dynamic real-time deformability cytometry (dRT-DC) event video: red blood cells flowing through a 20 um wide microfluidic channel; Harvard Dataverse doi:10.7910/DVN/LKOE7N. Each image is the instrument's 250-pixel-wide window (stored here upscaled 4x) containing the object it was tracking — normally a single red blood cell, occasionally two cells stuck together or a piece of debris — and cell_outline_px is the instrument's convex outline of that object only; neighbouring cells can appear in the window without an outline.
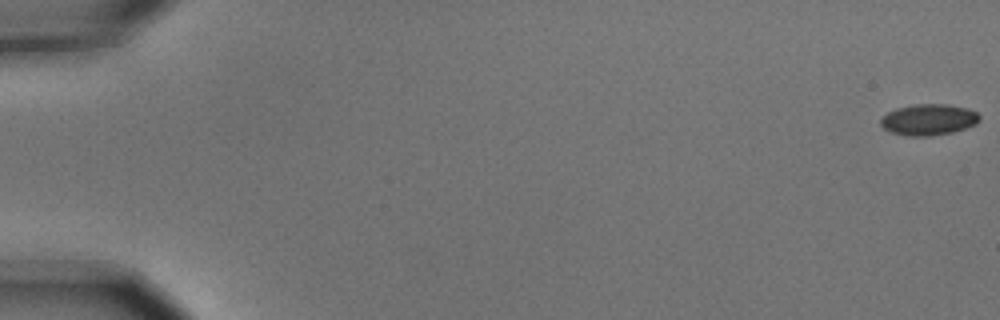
{"species": "common noctule bat (a hibernating species)", "species_latin": "Nyctalus noctula", "temperature_condition": "cold", "stored_images_in_passage": 6, "camera_frame_rate_fps": 3000, "um_per_image_px": 0.085, "animal": {"sex": "male", "body_mass_g": 15.6}, "frame": {"image": 1, "passage_image": 1, "time_ms": 0.0, "image_size_px": [1000, 320], "cell_outline_px": [[980, 120], [976, 124], [952, 132], [928, 136], [908, 136], [892, 132], [884, 128], [880, 124], [880, 120], [888, 112], [896, 108], [916, 104], [948, 104], [968, 108], [976, 112], [980, 116]], "centroid_in_image_um": [78.94, 10.16], "position_along_channel_um": 6.1, "area_um2": 17.86}}
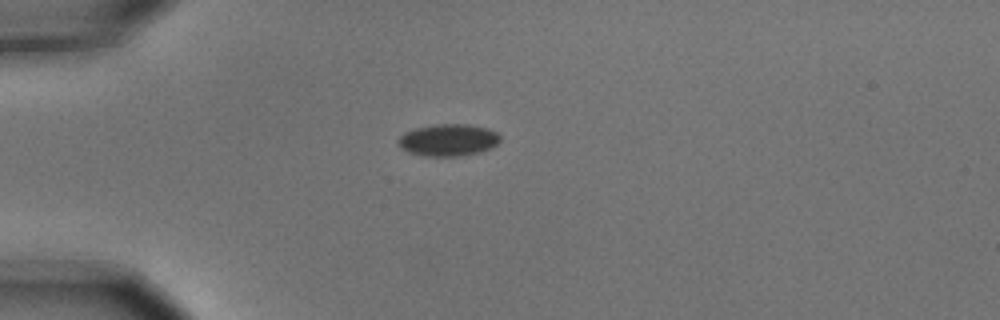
{"frame": {"image": 2, "passage_image": 5, "time_ms": 1.333, "image_size_px": [1000, 320], "cell_outline_px": [[500, 140], [496, 144], [480, 152], [460, 156], [424, 156], [408, 152], [400, 148], [396, 140], [404, 132], [416, 128], [436, 124], [468, 124], [488, 128], [496, 132], [500, 136]], "centroid_in_image_um": [38.06, 11.9], "position_along_channel_um": 46.9, "area_um2": 19.07}}